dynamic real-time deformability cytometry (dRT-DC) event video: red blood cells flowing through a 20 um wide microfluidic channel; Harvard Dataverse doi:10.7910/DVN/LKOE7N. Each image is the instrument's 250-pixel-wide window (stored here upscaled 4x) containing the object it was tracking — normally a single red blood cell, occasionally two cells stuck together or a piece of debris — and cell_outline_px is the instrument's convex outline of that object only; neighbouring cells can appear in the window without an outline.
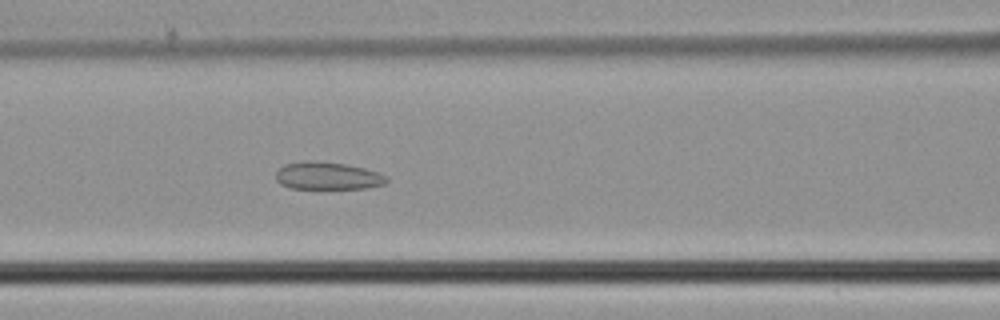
{"species": "common noctule bat (a hibernating species)", "species_latin": "Nyctalus noctula", "temperature_condition": "cold", "stored_images_in_passage": 45, "camera_frame_rate_fps": 3000, "um_per_image_px": 0.085, "animal": {"sex": "male", "body_mass_g": 21.5, "forearm_length_mm": 52.0}, "frame": {"image": 1, "passage_image": 18, "time_ms": 5.667, "image_size_px": [1000, 320], "cell_outline_px": [[388, 180], [384, 184], [368, 188], [288, 188], [280, 184], [276, 180], [276, 172], [284, 164], [308, 160], [316, 160], [344, 164], [364, 168], [376, 172], [384, 176]], "centroid_in_image_um": [27.8, 14.94], "position_along_channel_um": 138.8, "area_um2": 17.69}}
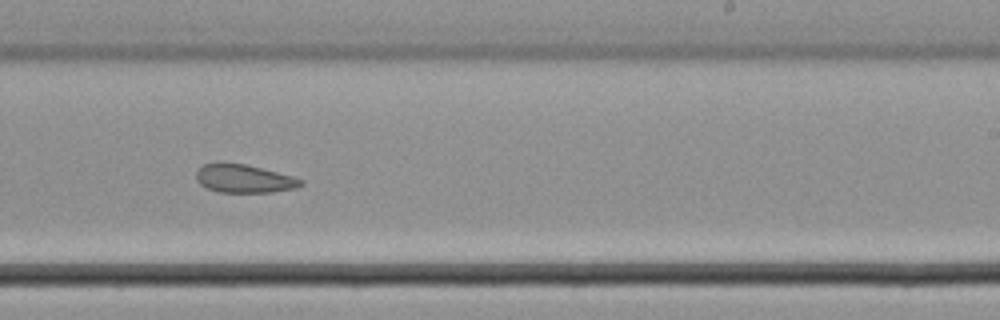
{"frame": {"image": 2, "passage_image": 27, "time_ms": 8.667, "image_size_px": [1000, 320], "cell_outline_px": [[304, 184], [296, 188], [272, 192], [220, 192], [208, 188], [200, 184], [196, 180], [196, 168], [204, 164], [220, 160], [244, 164], [292, 176], [304, 180]], "centroid_in_image_um": [20.69, 15.15], "position_along_channel_um": 268.3, "area_um2": 17.51}}
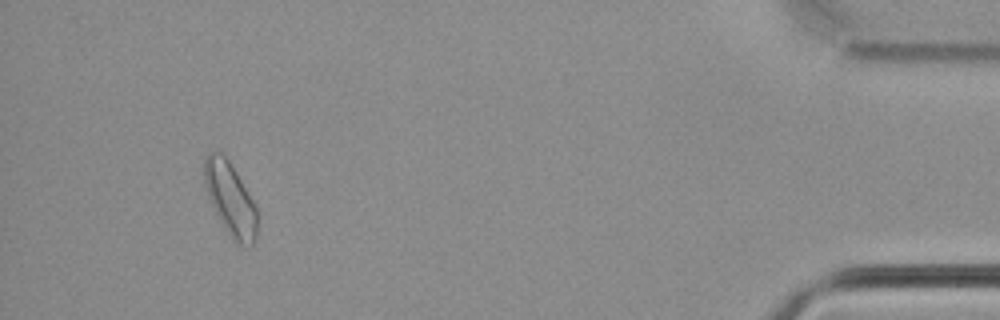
{"frame": {"image": 3, "passage_image": 42, "time_ms": 13.667, "image_size_px": [1000, 320], "cell_outline_px": [[256, 240], [252, 244], [236, 244], [228, 236], [208, 196], [204, 184], [204, 160], [208, 152], [220, 152], [228, 160], [236, 172], [252, 200], [256, 208]], "centroid_in_image_um": [19.55, 16.92], "position_along_channel_um": 415.6, "area_um2": 22.08}}